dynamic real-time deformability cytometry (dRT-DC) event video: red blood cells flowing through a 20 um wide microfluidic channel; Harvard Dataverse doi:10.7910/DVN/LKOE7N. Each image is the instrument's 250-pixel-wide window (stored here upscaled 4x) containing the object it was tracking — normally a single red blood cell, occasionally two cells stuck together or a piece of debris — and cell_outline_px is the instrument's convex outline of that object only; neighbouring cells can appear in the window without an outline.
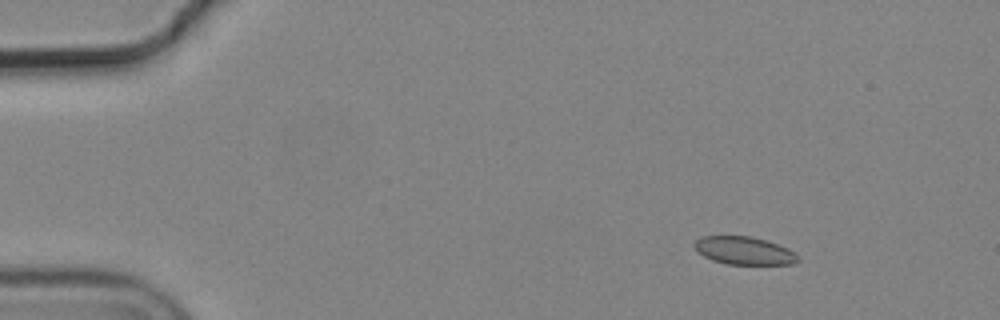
{"species": "common noctule bat (a hibernating species)", "species_latin": "Nyctalus noctula", "temperature_condition": "cold", "stored_images_in_passage": 4, "camera_frame_rate_fps": 3000, "um_per_image_px": 0.085, "animal": {"sex": "male", "body_mass_g": 19.2, "forearm_length_mm": 51.8}, "frame": {"image": 1, "passage_image": 2, "time_ms": 0.333, "image_size_px": [1000, 320], "cell_outline_px": [[800, 260], [792, 264], [728, 264], [712, 260], [696, 252], [692, 244], [700, 236], [752, 236], [788, 248], [800, 256]], "centroid_in_image_um": [63.22, 21.3], "position_along_channel_um": 21.8, "area_um2": 16.94}}
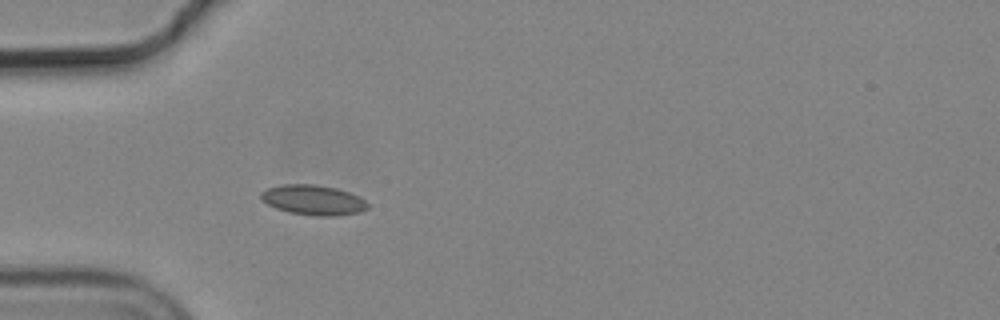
{"frame": {"image": 2, "passage_image": 4, "time_ms": 1.0, "image_size_px": [1000, 320], "cell_outline_px": [[368, 208], [360, 212], [336, 216], [316, 216], [288, 212], [276, 208], [260, 200], [260, 192], [268, 188], [284, 184], [312, 184], [336, 188], [360, 196], [368, 204]], "centroid_in_image_um": [26.62, 17.0], "position_along_channel_um": 58.4, "area_um2": 18.73}}